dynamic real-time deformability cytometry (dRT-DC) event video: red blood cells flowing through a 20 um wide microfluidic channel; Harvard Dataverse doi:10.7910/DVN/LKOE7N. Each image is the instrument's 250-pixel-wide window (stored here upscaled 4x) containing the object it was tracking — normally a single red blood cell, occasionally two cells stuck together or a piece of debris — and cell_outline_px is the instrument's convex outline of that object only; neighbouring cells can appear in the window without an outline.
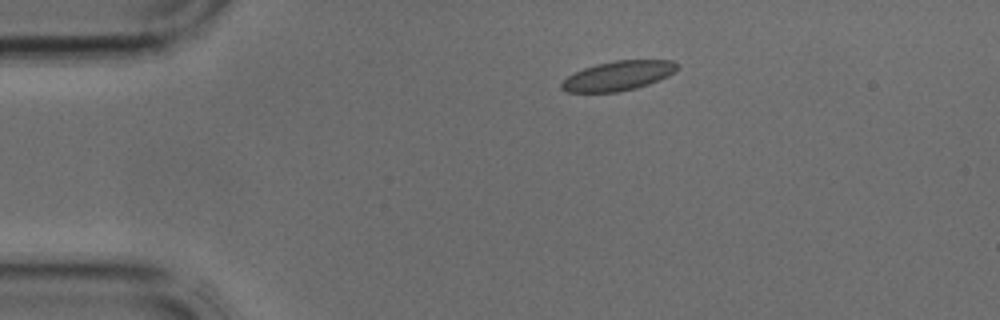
{"species": "common noctule bat (a hibernating species)", "species_latin": "Nyctalus noctula", "temperature_condition": "cold", "stored_images_in_passage": 2, "camera_frame_rate_fps": 3000, "um_per_image_px": 0.085, "animal": {"sex": "male", "body_mass_g": 17.9, "forearm_length_mm": 54.2}, "frame": {"image": 1, "passage_image": 2, "time_ms": 0.333, "image_size_px": [1000, 320], "cell_outline_px": [[680, 64], [676, 72], [668, 76], [648, 84], [636, 88], [616, 92], [568, 92], [560, 88], [560, 84], [568, 76], [584, 68], [596, 64], [616, 60], [672, 60]], "centroid_in_image_um": [52.58, 6.43], "position_along_channel_um": 32.4, "area_um2": 19.88}}